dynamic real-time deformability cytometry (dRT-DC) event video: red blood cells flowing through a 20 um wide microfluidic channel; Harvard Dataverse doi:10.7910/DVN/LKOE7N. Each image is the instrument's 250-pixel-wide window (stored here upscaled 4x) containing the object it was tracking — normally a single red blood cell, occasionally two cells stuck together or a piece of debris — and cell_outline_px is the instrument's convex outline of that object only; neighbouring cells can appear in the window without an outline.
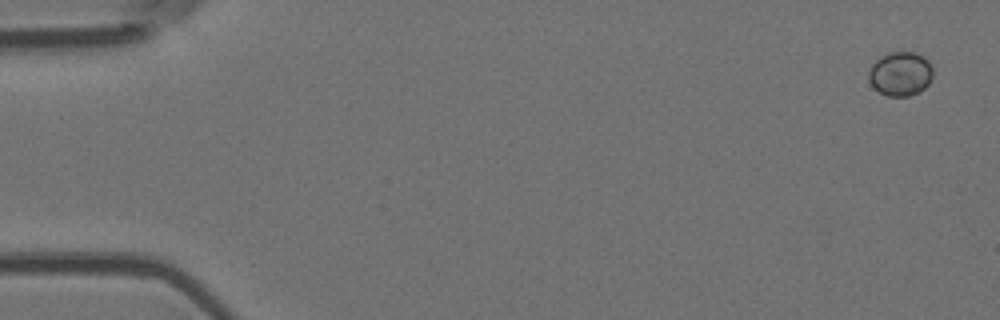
{"species": "Egyptian fruit bat (a non-hibernating species)", "species_latin": "Rousettus aegyptiacus", "temperature_condition": "room temperature", "stored_images_in_passage": 6, "camera_frame_rate_fps": 3000, "um_per_image_px": 0.085, "animal": {"sex": "female"}, "frame": {"image": 1, "passage_image": 1, "time_ms": 0.0, "image_size_px": [1000, 320], "cell_outline_px": [[932, 76], [928, 84], [920, 92], [908, 96], [888, 96], [872, 88], [868, 80], [868, 72], [872, 64], [880, 56], [888, 52], [912, 52], [924, 56], [928, 60], [932, 68]], "centroid_in_image_um": [76.51, 6.27], "position_along_channel_um": 8.5, "area_um2": 16.7}}
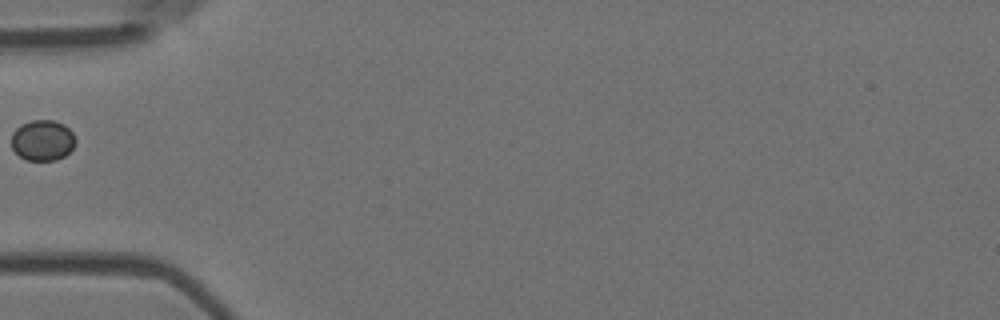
{"frame": {"image": 2, "passage_image": 5, "time_ms": 1.333, "image_size_px": [1000, 320], "cell_outline_px": [[76, 140], [72, 148], [64, 156], [56, 160], [28, 160], [20, 156], [12, 148], [12, 132], [20, 124], [32, 120], [52, 120], [64, 124], [72, 132]], "centroid_in_image_um": [3.61, 11.91], "position_along_channel_um": 81.4, "area_um2": 15.14}}
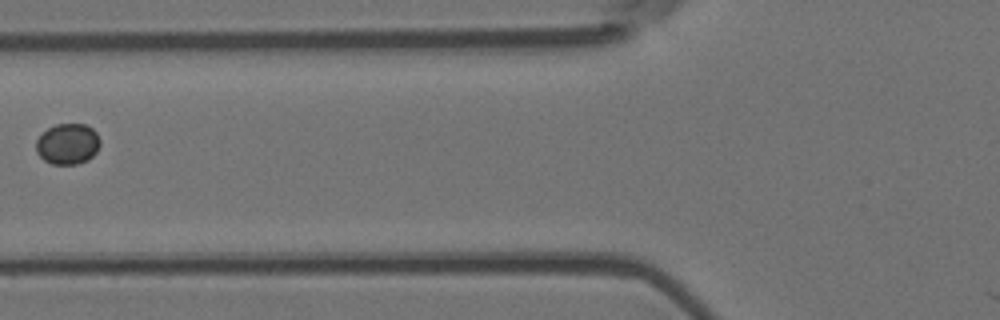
{"frame": {"image": 3, "passage_image": 6, "time_ms": 1.667, "image_size_px": [1000, 320], "cell_outline_px": [[100, 144], [96, 152], [88, 160], [76, 164], [52, 164], [44, 160], [36, 152], [36, 140], [48, 128], [56, 124], [84, 124], [92, 128], [96, 132], [100, 140]], "centroid_in_image_um": [5.76, 12.24], "position_along_channel_um": 120.0, "area_um2": 15.2}}